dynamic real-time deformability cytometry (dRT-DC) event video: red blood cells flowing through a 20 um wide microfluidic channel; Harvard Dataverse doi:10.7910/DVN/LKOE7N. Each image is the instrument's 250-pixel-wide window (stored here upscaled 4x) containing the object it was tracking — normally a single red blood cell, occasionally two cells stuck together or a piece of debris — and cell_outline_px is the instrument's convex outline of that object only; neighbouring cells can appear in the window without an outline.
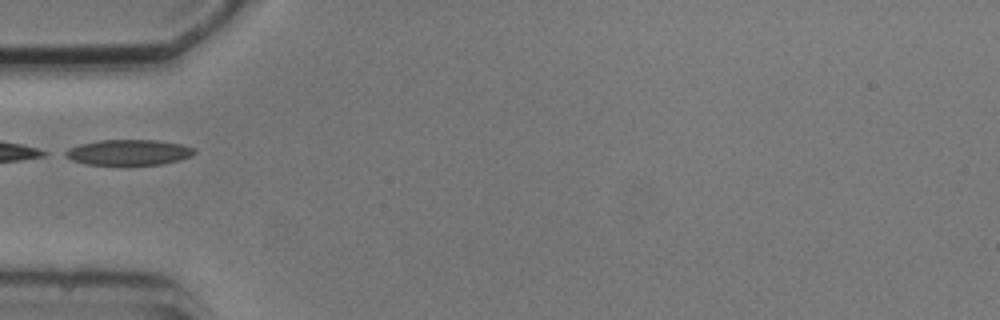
{"species": "common noctule bat (a hibernating species)", "species_latin": "Nyctalus noctula", "temperature_condition": "cold", "stored_images_in_passage": 4, "camera_frame_rate_fps": 3000, "um_per_image_px": 0.085, "animal": {"sex": "male", "body_mass_g": 20.5, "forearm_length_mm": 52.5}, "frame": {"image": 1, "passage_image": 3, "time_ms": 2.333, "image_size_px": [1000, 320], "cell_outline_px": [[196, 152], [192, 156], [180, 160], [160, 164], [88, 164], [72, 160], [64, 156], [60, 152], [68, 148], [80, 144], [96, 140], [156, 140], [180, 144], [196, 148]], "centroid_in_image_um": [10.91, 12.94], "position_along_channel_um": 74.1, "area_um2": 19.25}}
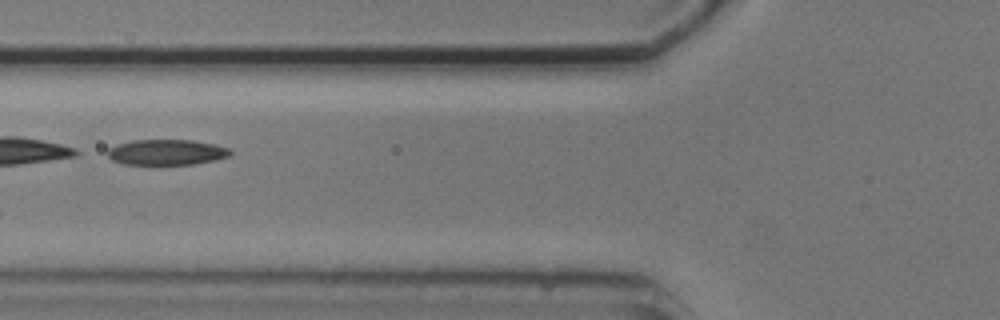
{"frame": {"image": 2, "passage_image": 4, "time_ms": 3.333, "image_size_px": [1000, 320], "cell_outline_px": [[232, 152], [228, 156], [216, 160], [192, 164], [160, 168], [124, 164], [112, 160], [108, 156], [108, 148], [116, 144], [132, 140], [192, 140], [216, 144], [228, 148]], "centroid_in_image_um": [14.12, 12.99], "position_along_channel_um": 111.7, "area_um2": 19.25}}